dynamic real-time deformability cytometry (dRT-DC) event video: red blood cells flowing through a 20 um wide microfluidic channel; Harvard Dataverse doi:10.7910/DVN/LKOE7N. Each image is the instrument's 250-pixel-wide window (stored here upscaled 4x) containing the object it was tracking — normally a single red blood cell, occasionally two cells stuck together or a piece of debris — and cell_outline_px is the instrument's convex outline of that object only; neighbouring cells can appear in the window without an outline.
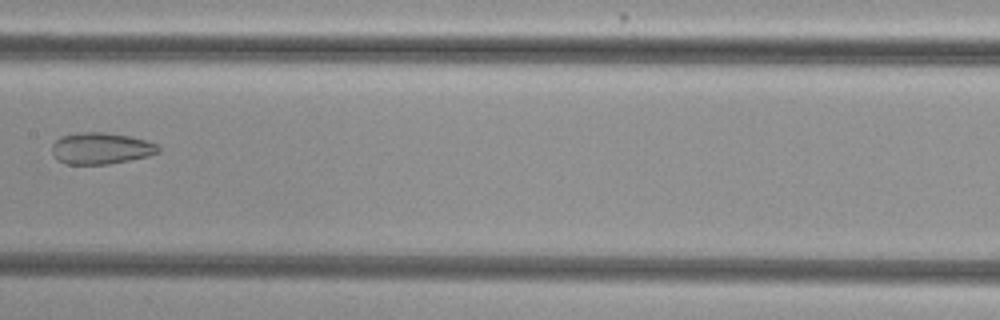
{"species": "common noctule bat (a hibernating species)", "species_latin": "Nyctalus noctula", "temperature_condition": "cold", "stored_images_in_passage": 8, "camera_frame_rate_fps": 3000, "um_per_image_px": 0.085, "animal": {"sex": "female", "body_mass_g": 29.2, "forearm_length_mm": 56.3}, "frame": {"image": 1, "passage_image": 7, "time_ms": 2.0, "image_size_px": [1000, 320], "cell_outline_px": [[160, 152], [148, 156], [108, 164], [64, 164], [52, 152], [52, 144], [60, 136], [80, 132], [104, 132], [128, 136], [144, 140], [156, 144], [160, 148]], "centroid_in_image_um": [8.57, 12.6], "position_along_channel_um": 198.8, "area_um2": 19.36}}
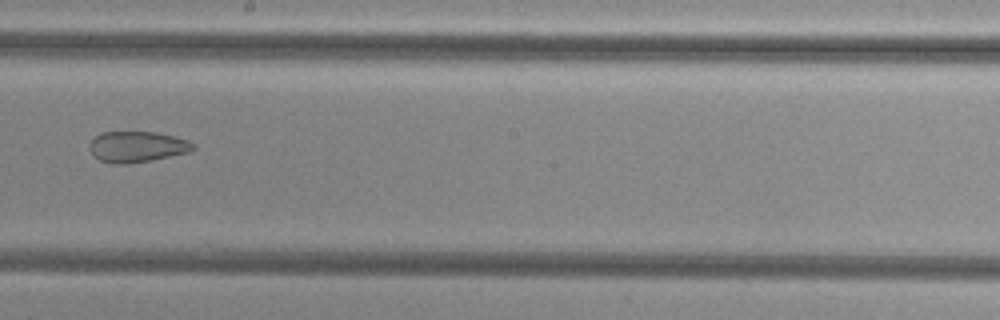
{"frame": {"image": 2, "passage_image": 8, "time_ms": 2.333, "image_size_px": [1000, 320], "cell_outline_px": [[196, 148], [188, 152], [152, 160], [128, 164], [112, 164], [100, 160], [88, 148], [88, 144], [100, 132], [156, 132], [188, 140], [196, 144]], "centroid_in_image_um": [11.65, 12.47], "position_along_channel_um": 236.6, "area_um2": 18.67}}